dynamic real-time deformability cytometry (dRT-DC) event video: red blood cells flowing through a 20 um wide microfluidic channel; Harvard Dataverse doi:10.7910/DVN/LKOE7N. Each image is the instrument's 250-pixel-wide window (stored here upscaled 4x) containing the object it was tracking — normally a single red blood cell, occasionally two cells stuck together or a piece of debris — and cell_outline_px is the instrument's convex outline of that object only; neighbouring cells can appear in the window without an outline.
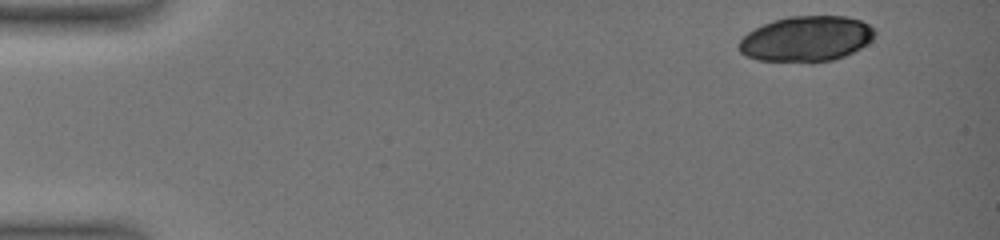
{"species": "common noctule bat (a hibernating species)", "species_latin": "Nyctalus noctula", "temperature_condition": "warm", "stored_images_in_passage": 22, "camera_frame_rate_fps": 3000, "um_per_image_px": 0.085, "animal": {"sex": "female", "body_mass_g": 19.0, "forearm_length_mm": 51.5}, "frame": {"image": 1, "passage_image": 1, "time_ms": 0.0, "image_size_px": [1000, 240], "cell_outline_px": [[876, 32], [872, 40], [860, 48], [844, 56], [832, 60], [760, 60], [748, 56], [740, 52], [740, 40], [748, 32], [764, 24], [788, 16], [844, 16], [860, 20], [868, 24]], "centroid_in_image_um": [68.57, 3.27], "position_along_channel_um": 16.4, "area_um2": 35.03}}